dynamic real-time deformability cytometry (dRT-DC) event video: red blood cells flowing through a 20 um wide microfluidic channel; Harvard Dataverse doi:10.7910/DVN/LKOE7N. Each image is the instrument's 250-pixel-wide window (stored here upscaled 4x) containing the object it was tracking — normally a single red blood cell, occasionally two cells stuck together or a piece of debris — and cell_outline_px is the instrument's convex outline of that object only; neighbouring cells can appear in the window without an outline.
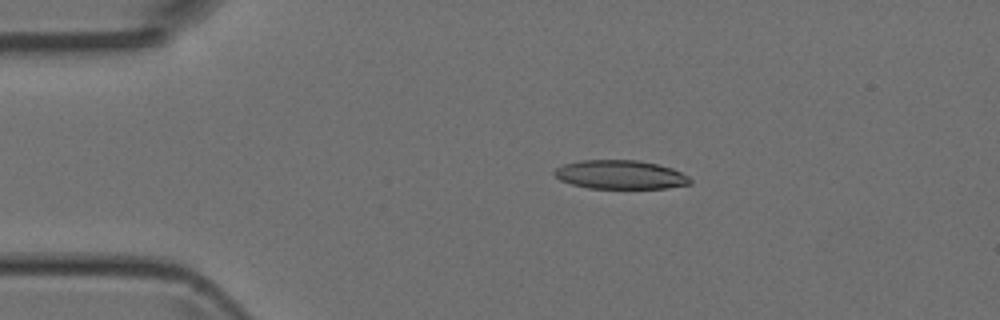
{"species": "Egyptian fruit bat (a non-hibernating species)", "species_latin": "Rousettus aegyptiacus", "temperature_condition": "room temperature", "stored_images_in_passage": 41, "camera_frame_rate_fps": 3000, "um_per_image_px": 0.085, "animal": {"sex": "female"}, "frame": {"image": 1, "passage_image": 2, "time_ms": 0.333, "image_size_px": [1000, 320], "cell_outline_px": [[692, 184], [668, 188], [588, 188], [572, 184], [560, 180], [552, 172], [556, 168], [564, 164], [580, 160], [640, 160], [672, 168], [688, 176], [692, 180]], "centroid_in_image_um": [52.74, 14.84], "position_along_channel_um": 32.3, "area_um2": 22.83}}
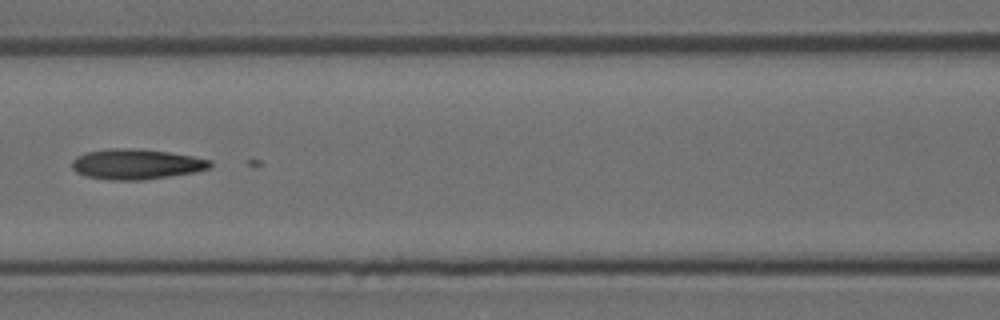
{"frame": {"image": 2, "passage_image": 14, "time_ms": 4.333, "image_size_px": [1000, 320], "cell_outline_px": [[212, 164], [208, 168], [192, 172], [144, 180], [108, 180], [84, 176], [76, 172], [72, 168], [72, 160], [76, 156], [88, 152], [108, 148], [124, 148], [168, 152], [192, 156], [212, 160]], "centroid_in_image_um": [11.53, 13.96], "position_along_channel_um": 155.1, "area_um2": 24.22}}
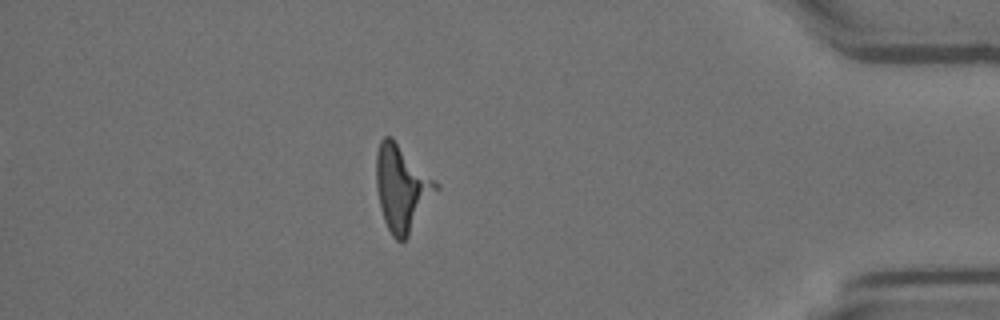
{"frame": {"image": 3, "passage_image": 35, "time_ms": 11.333, "image_size_px": [1000, 320], "cell_outline_px": [[440, 188], [408, 236], [404, 240], [396, 240], [392, 236], [384, 220], [380, 208], [376, 188], [376, 152], [380, 140], [384, 136], [392, 136], [440, 184]], "centroid_in_image_um": [34.16, 15.95], "position_along_channel_um": 401.0, "area_um2": 30.17}}